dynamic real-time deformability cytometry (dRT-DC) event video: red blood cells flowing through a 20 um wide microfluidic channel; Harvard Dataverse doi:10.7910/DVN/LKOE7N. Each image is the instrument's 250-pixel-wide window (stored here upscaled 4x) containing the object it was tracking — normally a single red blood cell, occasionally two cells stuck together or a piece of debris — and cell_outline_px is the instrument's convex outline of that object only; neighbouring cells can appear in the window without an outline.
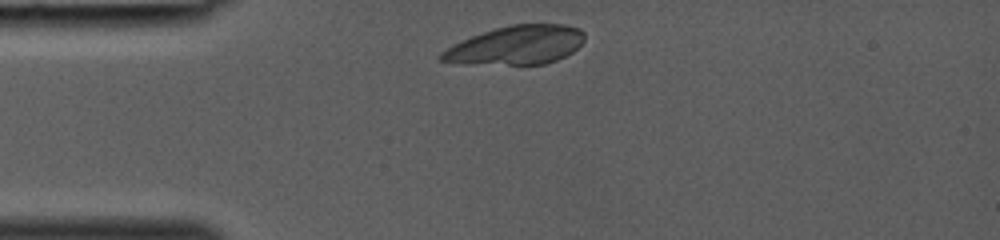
{"species": "common noctule bat (a hibernating species)", "species_latin": "Nyctalus noctula", "temperature_condition": "room temperature", "stored_images_in_passage": 26, "camera_frame_rate_fps": 3000, "um_per_image_px": 0.085, "animal": {"sex": "female", "body_mass_g": 19.0, "forearm_length_mm": 53.3}, "frame": {"image": 1, "passage_image": 2, "time_ms": 0.333, "image_size_px": [1000, 240], "cell_outline_px": [[584, 40], [572, 52], [556, 60], [544, 64], [464, 64], [440, 60], [436, 56], [440, 52], [472, 36], [496, 28], [512, 24], [564, 24], [580, 28], [584, 32]], "centroid_in_image_um": [43.89, 3.84], "position_along_channel_um": 41.1, "area_um2": 32.08}}
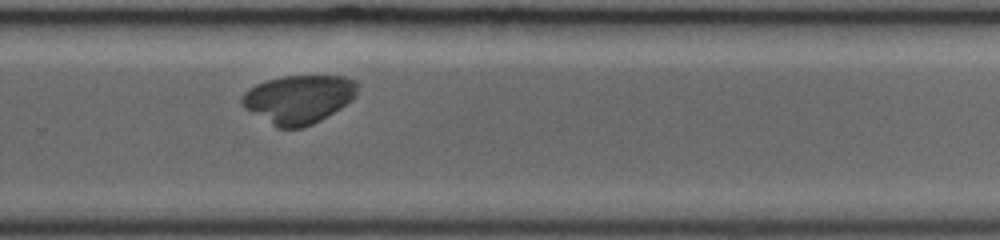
{"frame": {"image": 2, "passage_image": 19, "time_ms": 6.0, "image_size_px": [1000, 240], "cell_outline_px": [[360, 84], [356, 96], [352, 100], [340, 108], [320, 120], [304, 128], [276, 128], [244, 108], [240, 104], [240, 100], [244, 92], [256, 84], [268, 80], [284, 76], [344, 76], [356, 80]], "centroid_in_image_um": [25.39, 8.43], "position_along_channel_um": 304.4, "area_um2": 32.89}}
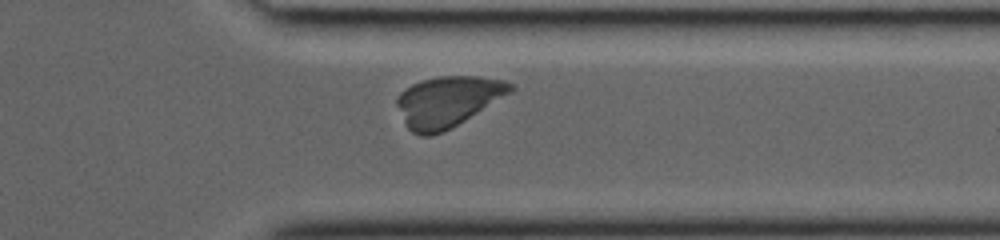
{"frame": {"image": 3, "passage_image": 23, "time_ms": 7.333, "image_size_px": [1000, 240], "cell_outline_px": [[516, 88], [512, 92], [452, 128], [444, 132], [428, 136], [420, 136], [412, 132], [408, 128], [396, 104], [396, 96], [404, 88], [420, 80], [440, 76], [476, 76], [504, 80], [512, 84]], "centroid_in_image_um": [38.05, 8.62], "position_along_channel_um": 373.4, "area_um2": 33.64}}